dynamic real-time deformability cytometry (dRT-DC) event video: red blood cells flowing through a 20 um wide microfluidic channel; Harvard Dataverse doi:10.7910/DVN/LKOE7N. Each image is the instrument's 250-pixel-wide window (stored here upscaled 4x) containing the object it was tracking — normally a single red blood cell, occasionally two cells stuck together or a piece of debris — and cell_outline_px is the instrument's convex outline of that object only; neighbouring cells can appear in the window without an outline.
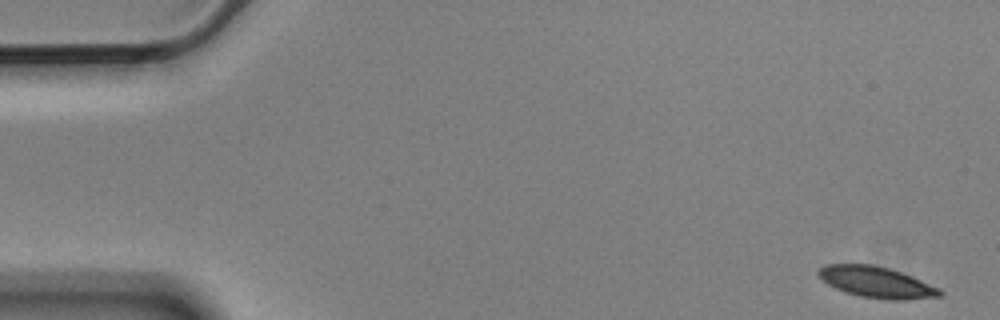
{"species": "Egyptian fruit bat (a non-hibernating species)", "species_latin": "Rousettus aegyptiacus", "temperature_condition": "cold", "stored_images_in_passage": 4, "camera_frame_rate_fps": 3000, "um_per_image_px": 0.085, "animal": {"sex": "male"}, "frame": {"image": 1, "passage_image": 1, "time_ms": 0.0, "image_size_px": [1000, 320], "cell_outline_px": [[944, 296], [904, 300], [884, 300], [860, 296], [836, 288], [828, 284], [816, 272], [824, 264], [872, 264], [888, 268], [912, 276], [940, 288], [944, 292]], "centroid_in_image_um": [74.55, 23.99], "position_along_channel_um": 10.4, "area_um2": 22.02}}
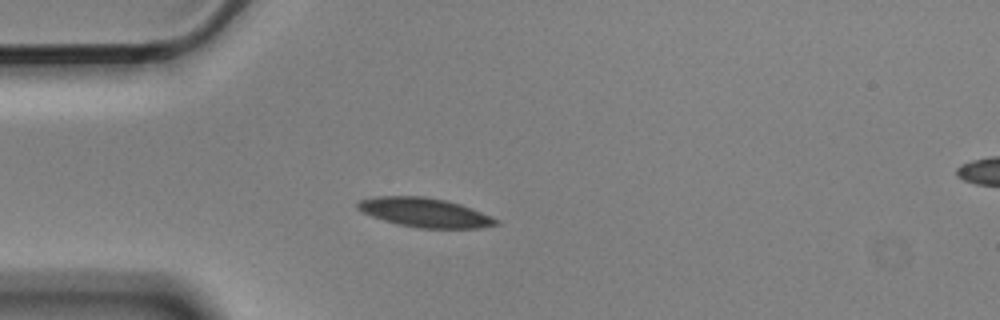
{"frame": {"image": 2, "passage_image": 4, "time_ms": 1.0, "image_size_px": [1000, 320], "cell_outline_px": [[500, 224], [480, 228], [416, 228], [396, 224], [360, 212], [356, 208], [356, 204], [360, 200], [376, 196], [424, 196], [444, 200], [460, 204], [472, 208], [492, 216]], "centroid_in_image_um": [36.08, 18.07], "position_along_channel_um": 48.9, "area_um2": 23.64}}